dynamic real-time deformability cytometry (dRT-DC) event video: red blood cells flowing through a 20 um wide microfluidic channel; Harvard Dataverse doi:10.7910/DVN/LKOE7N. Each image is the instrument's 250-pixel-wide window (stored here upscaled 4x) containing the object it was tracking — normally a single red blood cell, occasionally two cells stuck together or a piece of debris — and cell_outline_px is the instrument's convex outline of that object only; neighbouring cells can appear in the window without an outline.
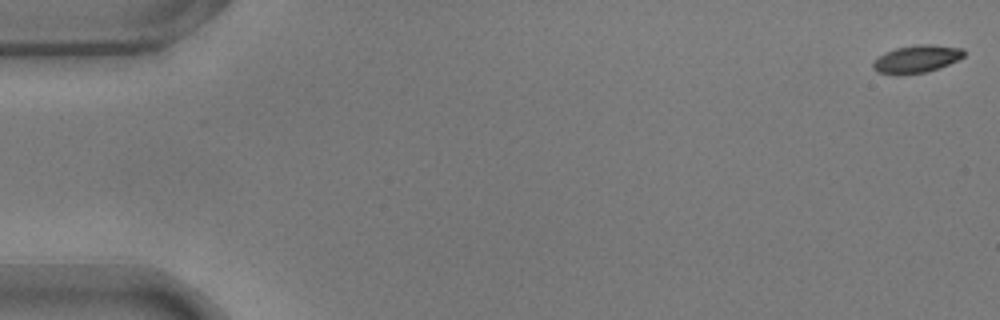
{"species": "common noctule bat (a hibernating species)", "species_latin": "Nyctalus noctula", "temperature_condition": "warm", "stored_images_in_passage": 55, "camera_frame_rate_fps": 3000, "um_per_image_px": 0.085, "animal": {"sex": "male", "body_mass_g": 17.9}, "frame": {"image": 1, "passage_image": 1, "time_ms": 0.0, "image_size_px": [1000, 320], "cell_outline_px": [[964, 56], [948, 64], [924, 72], [896, 76], [876, 72], [872, 68], [872, 64], [884, 52], [896, 48], [920, 44], [928, 44], [964, 48]], "centroid_in_image_um": [77.86, 5.02], "position_along_channel_um": 7.1, "area_um2": 14.57}}
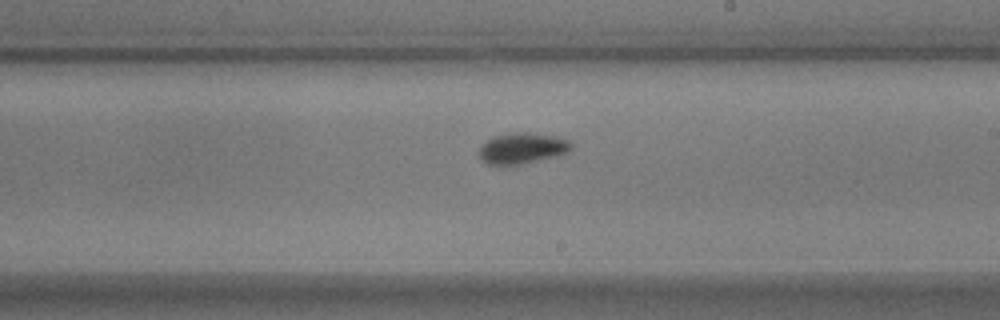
{"frame": {"image": 2, "passage_image": 32, "time_ms": 10.333, "image_size_px": [1000, 320], "cell_outline_px": [[572, 148], [568, 152], [556, 156], [540, 160], [500, 168], [488, 164], [480, 160], [476, 152], [488, 140], [496, 136], [508, 132], [528, 132], [552, 136], [568, 140], [572, 144]], "centroid_in_image_um": [44.32, 12.64], "position_along_channel_um": 244.7, "area_um2": 16.99}}
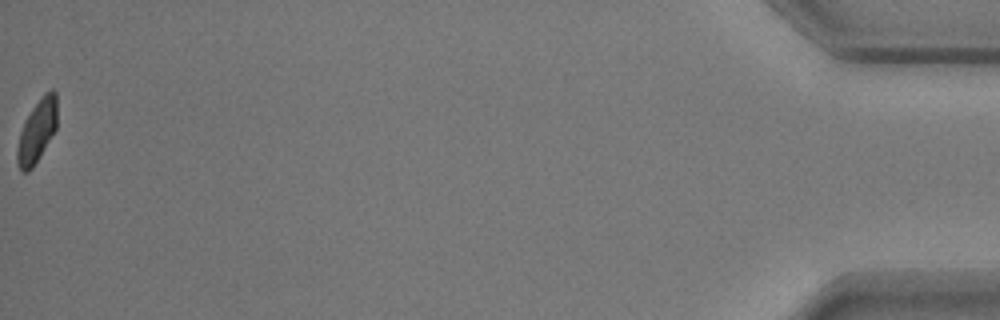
{"frame": {"image": 3, "passage_image": 55, "time_ms": 18.0, "image_size_px": [1000, 320], "cell_outline_px": [[56, 128], [40, 156], [32, 168], [28, 172], [20, 172], [16, 160], [16, 148], [20, 132], [24, 120], [32, 108], [44, 92], [52, 88], [56, 92]], "centroid_in_image_um": [3.11, 11.14], "position_along_channel_um": 432.1, "area_um2": 14.68}, "authors_computed_cell_mechanics": {"area_um2": 15.4326, "velocity_mm_per_s": 3.7181, "shape_relaxation_time_tau1_ms": 2.1007, "shape_relaxation_time_tau2_ms": null, "deformation_change_tau1": 0.1055, "deformation_change_tau2": null}}